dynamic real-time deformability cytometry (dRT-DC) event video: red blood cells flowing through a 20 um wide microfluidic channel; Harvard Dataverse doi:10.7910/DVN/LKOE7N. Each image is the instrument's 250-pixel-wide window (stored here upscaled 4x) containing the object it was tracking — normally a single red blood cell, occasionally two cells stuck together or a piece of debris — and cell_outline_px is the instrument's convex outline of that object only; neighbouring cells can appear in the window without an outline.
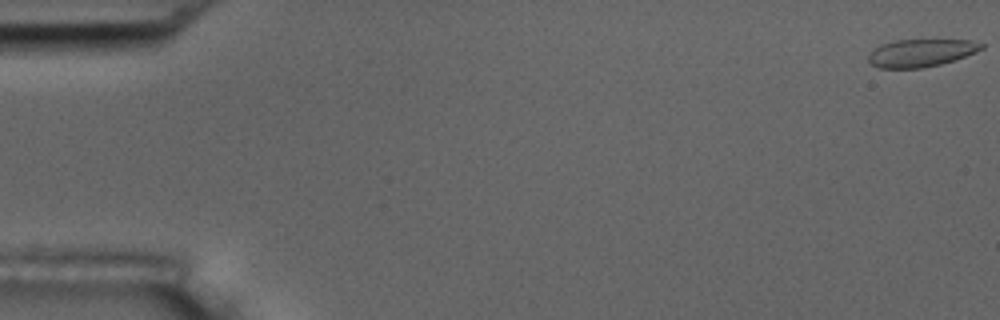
{"species": "common noctule bat (a hibernating species)", "species_latin": "Nyctalus noctula", "temperature_condition": "room temperature", "stored_images_in_passage": 11, "camera_frame_rate_fps": 3000, "um_per_image_px": 0.085, "animal": {"sex": "male", "body_mass_g": 17.5, "forearm_length_mm": 52.3}, "frame": {"image": 1, "passage_image": 1, "time_ms": 0.0, "image_size_px": [1000, 320], "cell_outline_px": [[984, 48], [976, 52], [956, 60], [940, 64], [920, 68], [880, 68], [872, 64], [868, 60], [868, 56], [880, 44], [896, 40], [972, 40], [984, 44]], "centroid_in_image_um": [78.32, 4.49], "position_along_channel_um": 6.7, "area_um2": 18.15}}
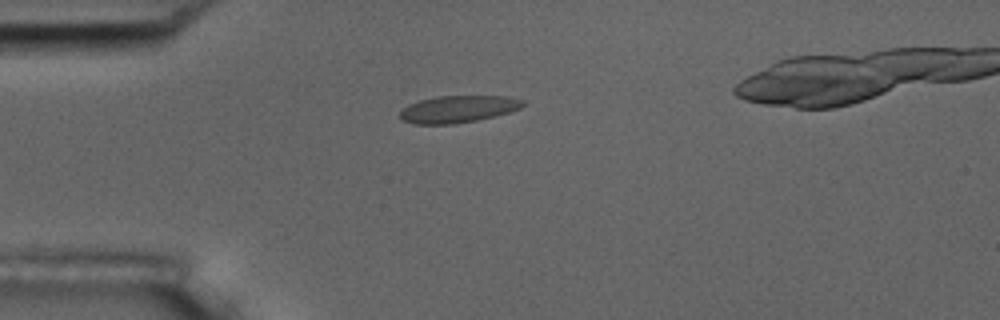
{"frame": {"image": 2, "passage_image": 4, "time_ms": 4.667, "image_size_px": [1000, 320], "cell_outline_px": [[524, 104], [520, 108], [496, 116], [476, 120], [452, 124], [412, 124], [404, 120], [400, 116], [400, 112], [408, 104], [420, 100], [436, 96], [508, 96], [524, 100]], "centroid_in_image_um": [38.94, 9.27], "position_along_channel_um": 46.1, "area_um2": 19.31}}
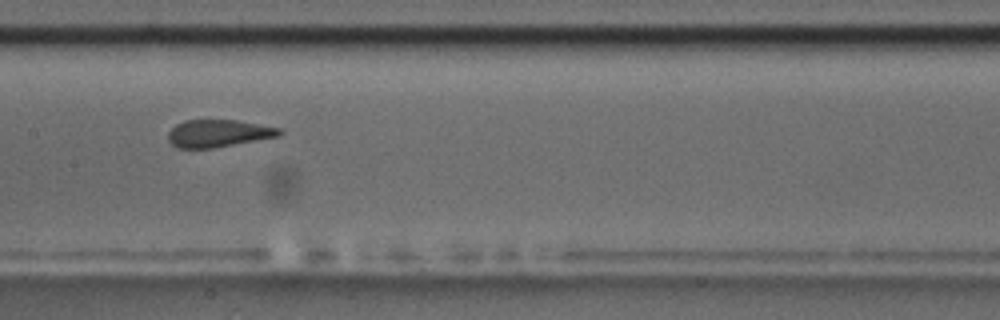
{"frame": {"image": 3, "passage_image": 8, "time_ms": 9.0, "image_size_px": [1000, 320], "cell_outline_px": [[284, 132], [280, 136], [212, 148], [176, 148], [168, 140], [168, 132], [176, 124], [184, 120], [236, 120], [280, 128]], "centroid_in_image_um": [18.55, 11.33], "position_along_channel_um": 188.8, "area_um2": 17.74}}